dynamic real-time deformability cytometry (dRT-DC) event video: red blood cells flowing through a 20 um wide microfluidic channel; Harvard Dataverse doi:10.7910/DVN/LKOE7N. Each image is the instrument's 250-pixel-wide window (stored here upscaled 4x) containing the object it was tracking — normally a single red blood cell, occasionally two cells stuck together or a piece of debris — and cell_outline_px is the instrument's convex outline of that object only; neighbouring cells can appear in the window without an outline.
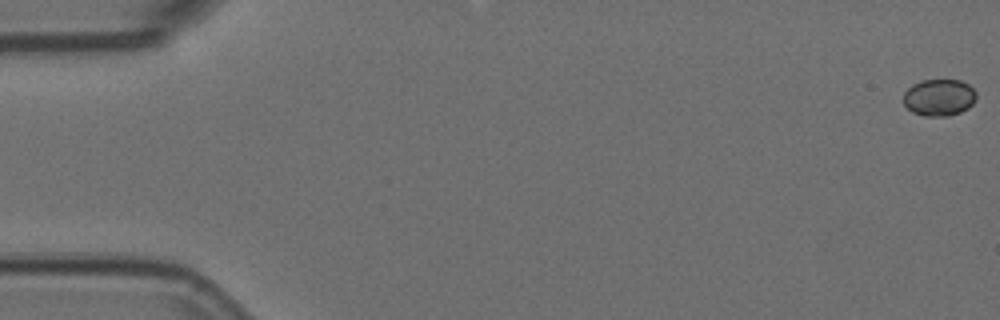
{"species": "Egyptian fruit bat (a non-hibernating species)", "species_latin": "Rousettus aegyptiacus", "temperature_condition": "room temperature", "stored_images_in_passage": 5, "camera_frame_rate_fps": 3000, "um_per_image_px": 0.085, "animal": {"sex": "female"}, "frame": {"image": 1, "passage_image": 1, "time_ms": 0.0, "image_size_px": [1000, 320], "cell_outline_px": [[976, 100], [968, 108], [960, 112], [948, 116], [924, 116], [912, 112], [904, 104], [904, 92], [912, 84], [920, 80], [960, 80], [968, 84], [976, 92]], "centroid_in_image_um": [79.82, 8.28], "position_along_channel_um": 5.2, "area_um2": 15.72}}
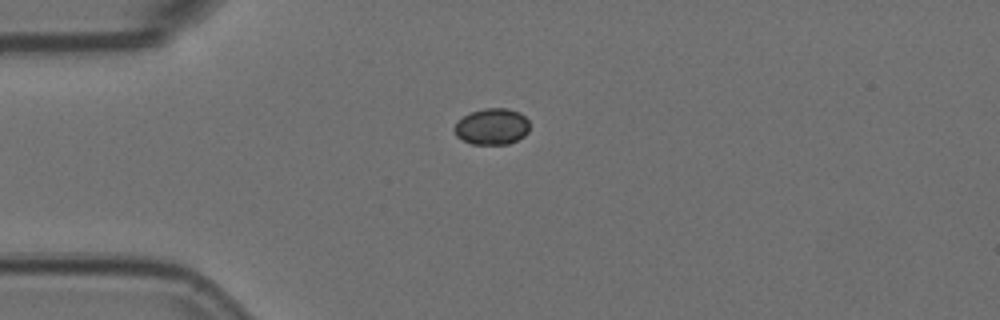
{"frame": {"image": 2, "passage_image": 5, "time_ms": 1.333, "image_size_px": [1000, 320], "cell_outline_px": [[528, 132], [524, 136], [508, 144], [472, 144], [456, 136], [452, 128], [464, 116], [472, 112], [484, 108], [508, 108], [520, 112], [528, 120]], "centroid_in_image_um": [41.82, 10.75], "position_along_channel_um": 43.2, "area_um2": 15.84}}